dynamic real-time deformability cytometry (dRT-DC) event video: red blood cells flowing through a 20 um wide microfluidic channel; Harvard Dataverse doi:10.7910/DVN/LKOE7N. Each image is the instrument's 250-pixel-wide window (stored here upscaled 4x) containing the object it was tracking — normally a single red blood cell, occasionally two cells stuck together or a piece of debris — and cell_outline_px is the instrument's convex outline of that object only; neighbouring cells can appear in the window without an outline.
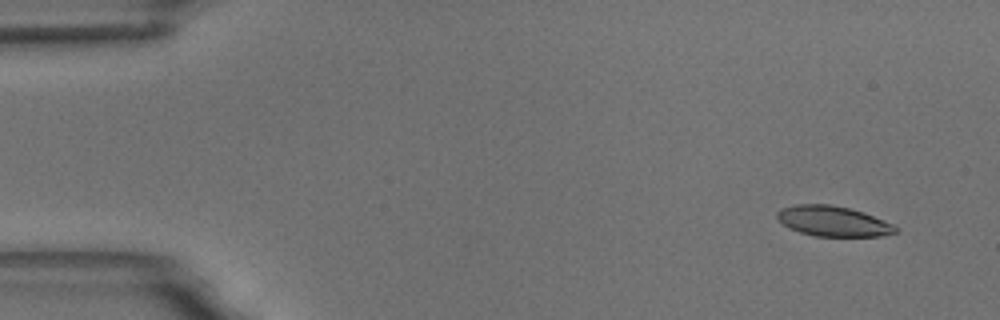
{"species": "common noctule bat (a hibernating species)", "species_latin": "Nyctalus noctula", "temperature_condition": "room temperature", "stored_images_in_passage": 7, "camera_frame_rate_fps": 3000, "um_per_image_px": 0.085, "animal": {"sex": "male", "body_mass_g": 18.8}, "frame": {"image": 1, "passage_image": 2, "time_ms": 1.0, "image_size_px": [1000, 320], "cell_outline_px": [[900, 228], [896, 232], [880, 236], [816, 236], [800, 232], [788, 228], [776, 216], [776, 212], [780, 208], [796, 204], [828, 204], [848, 208], [864, 212], [892, 224]], "centroid_in_image_um": [70.79, 18.8], "position_along_channel_um": 14.2, "area_um2": 20.81}}
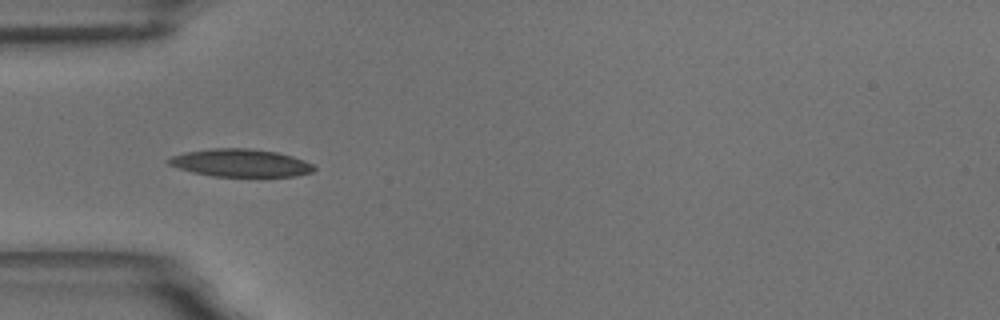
{"frame": {"image": 2, "passage_image": 6, "time_ms": 5.667, "image_size_px": [1000, 320], "cell_outline_px": [[316, 168], [312, 172], [296, 176], [212, 176], [192, 172], [168, 164], [164, 160], [172, 156], [184, 152], [212, 148], [248, 148], [276, 152], [292, 156], [304, 160], [312, 164]], "centroid_in_image_um": [20.42, 13.84], "position_along_channel_um": 64.6, "area_um2": 23.47}}
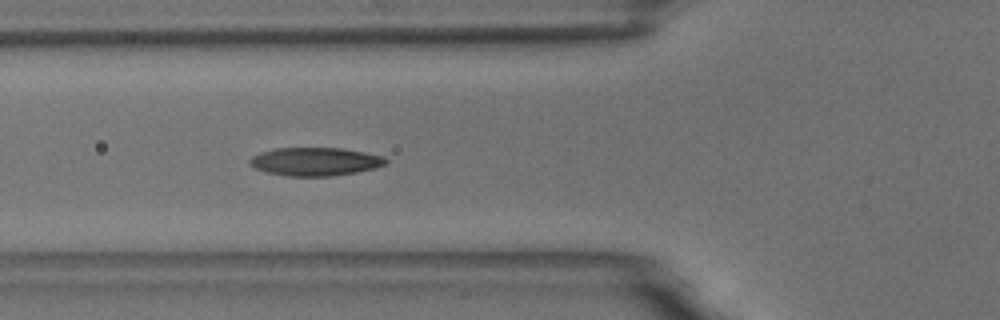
{"frame": {"image": 3, "passage_image": 7, "time_ms": 6.667, "image_size_px": [1000, 320], "cell_outline_px": [[388, 164], [376, 168], [356, 172], [332, 176], [288, 176], [268, 172], [256, 168], [248, 164], [248, 160], [252, 156], [260, 152], [276, 148], [340, 148], [364, 152], [384, 156], [388, 160]], "centroid_in_image_um": [26.81, 13.73], "position_along_channel_um": 99.0, "area_um2": 22.48}}